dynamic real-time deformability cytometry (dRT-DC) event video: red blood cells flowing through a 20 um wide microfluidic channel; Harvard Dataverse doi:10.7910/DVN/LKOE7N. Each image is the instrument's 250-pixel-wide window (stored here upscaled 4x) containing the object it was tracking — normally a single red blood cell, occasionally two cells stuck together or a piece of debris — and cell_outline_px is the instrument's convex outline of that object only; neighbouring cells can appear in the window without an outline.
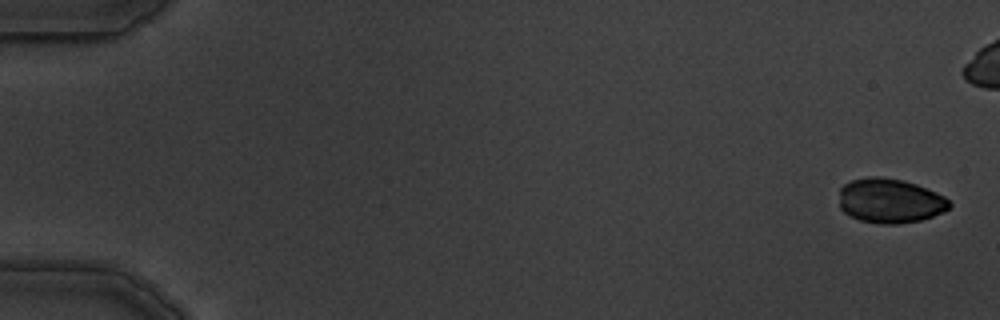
{"species": "common noctule bat (a hibernating species)", "species_latin": "Nyctalus noctula", "temperature_condition": "warm", "stored_images_in_passage": 6, "camera_frame_rate_fps": 3000, "um_per_image_px": 0.085, "animal": {"sex": "male", "body_mass_g": 19.5, "forearm_length_mm": 54.6}, "frame": {"image": 1, "passage_image": 1, "time_ms": 0.0, "image_size_px": [1000, 320], "cell_outline_px": [[952, 204], [944, 212], [920, 220], [896, 224], [880, 224], [860, 220], [844, 212], [840, 208], [840, 188], [844, 184], [852, 180], [868, 176], [880, 176], [904, 180], [916, 184], [936, 192], [944, 196]], "centroid_in_image_um": [75.65, 17.05], "position_along_channel_um": 9.4, "area_um2": 28.67}}